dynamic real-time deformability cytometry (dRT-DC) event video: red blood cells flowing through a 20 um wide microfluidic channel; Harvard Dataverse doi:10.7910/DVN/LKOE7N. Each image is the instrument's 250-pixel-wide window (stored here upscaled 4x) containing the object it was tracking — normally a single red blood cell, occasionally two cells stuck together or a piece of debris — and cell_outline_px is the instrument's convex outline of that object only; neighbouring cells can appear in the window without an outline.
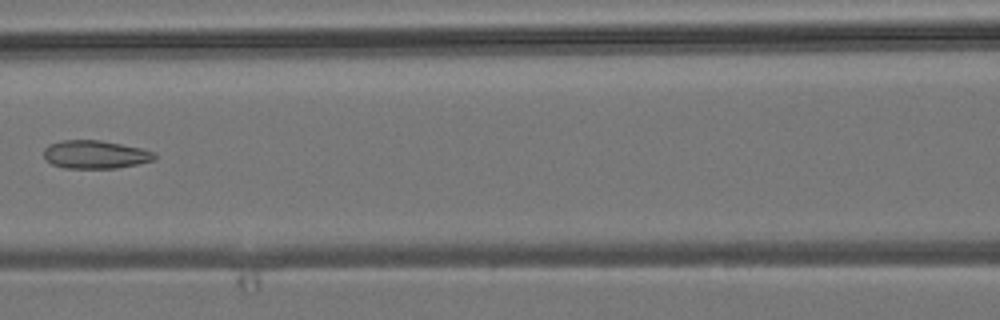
{"species": "common noctule bat (a hibernating species)", "species_latin": "Nyctalus noctula", "temperature_condition": "room temperature", "stored_images_in_passage": 7, "camera_frame_rate_fps": 3000, "um_per_image_px": 0.085, "animal": {"sex": "male", "body_mass_g": 19.2, "forearm_length_mm": 51.8}, "frame": {"image": 1, "passage_image": 7, "time_ms": 6.667, "image_size_px": [1000, 320], "cell_outline_px": [[156, 160], [116, 168], [64, 168], [52, 164], [44, 160], [44, 148], [48, 144], [64, 140], [100, 140], [140, 148], [156, 152]], "centroid_in_image_um": [8.08, 13.13], "position_along_channel_um": 158.5, "area_um2": 18.26}}